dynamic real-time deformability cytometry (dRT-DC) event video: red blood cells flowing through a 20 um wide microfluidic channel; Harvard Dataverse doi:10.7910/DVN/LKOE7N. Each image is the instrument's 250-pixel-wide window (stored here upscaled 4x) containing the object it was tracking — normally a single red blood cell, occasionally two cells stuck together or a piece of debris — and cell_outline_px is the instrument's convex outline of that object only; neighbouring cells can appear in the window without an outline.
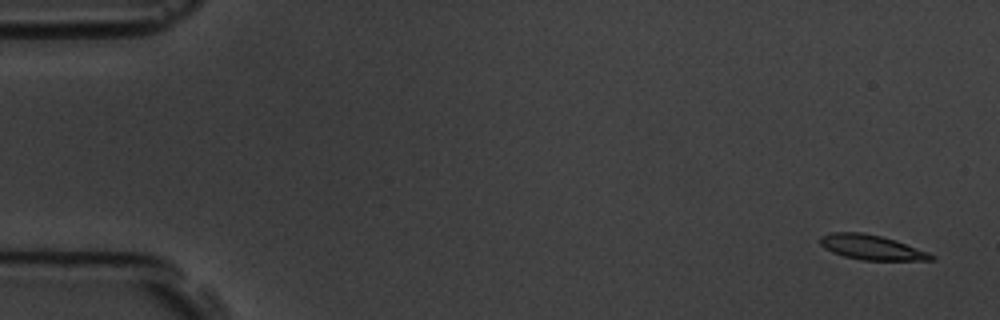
{"species": "common noctule bat (a hibernating species)", "species_latin": "Nyctalus noctula", "temperature_condition": "room temperature", "stored_images_in_passage": 5, "camera_frame_rate_fps": 3000, "um_per_image_px": 0.085, "animal": {"sex": "male", "body_mass_g": 19.5, "forearm_length_mm": 54.6}, "frame": {"image": 1, "passage_image": 1, "time_ms": 0.0, "image_size_px": [1000, 320], "cell_outline_px": [[936, 260], [864, 260], [844, 256], [832, 252], [824, 248], [820, 244], [820, 236], [832, 232], [864, 232], [896, 240], [928, 252], [936, 256]], "centroid_in_image_um": [74.09, 21.02], "position_along_channel_um": 10.9, "area_um2": 16.07}}
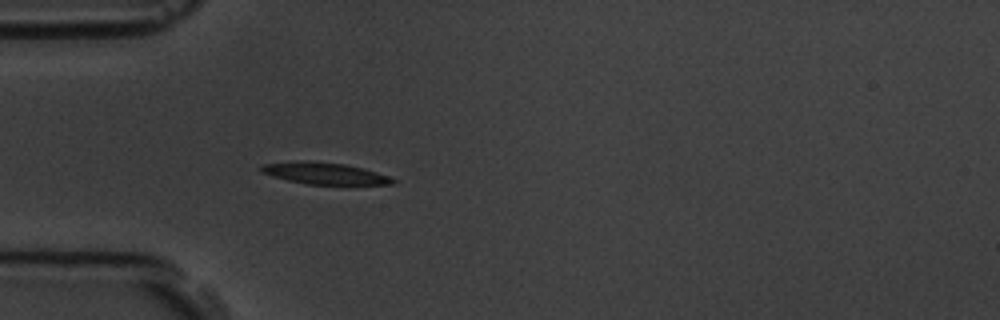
{"frame": {"image": 2, "passage_image": 5, "time_ms": 4.667, "image_size_px": [1000, 320], "cell_outline_px": [[396, 180], [392, 184], [308, 184], [288, 180], [272, 176], [260, 172], [260, 168], [264, 164], [304, 160], [344, 164], [364, 168], [388, 176]], "centroid_in_image_um": [27.57, 14.73], "position_along_channel_um": 57.4, "area_um2": 16.36}}